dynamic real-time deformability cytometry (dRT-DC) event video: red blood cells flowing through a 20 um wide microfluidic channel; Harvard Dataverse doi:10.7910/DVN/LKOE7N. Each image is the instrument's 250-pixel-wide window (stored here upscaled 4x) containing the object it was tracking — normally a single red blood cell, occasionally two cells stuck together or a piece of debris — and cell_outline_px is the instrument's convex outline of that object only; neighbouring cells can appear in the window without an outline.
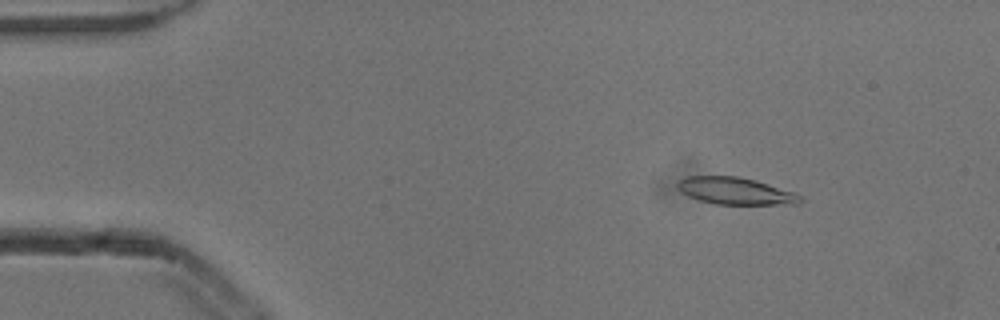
{"species": "common noctule bat (a hibernating species)", "species_latin": "Nyctalus noctula", "temperature_condition": "cold", "stored_images_in_passage": 3, "camera_frame_rate_fps": 3000, "um_per_image_px": 0.085, "animal": {"sex": "male", "body_mass_g": 13.3}, "frame": {"image": 1, "passage_image": 2, "time_ms": 0.333, "image_size_px": [1000, 320], "cell_outline_px": [[804, 200], [800, 204], [716, 204], [700, 200], [688, 196], [680, 192], [676, 188], [676, 184], [684, 176], [736, 176], [756, 180], [804, 196]], "centroid_in_image_um": [62.5, 16.23], "position_along_channel_um": 22.5, "area_um2": 19.42}}